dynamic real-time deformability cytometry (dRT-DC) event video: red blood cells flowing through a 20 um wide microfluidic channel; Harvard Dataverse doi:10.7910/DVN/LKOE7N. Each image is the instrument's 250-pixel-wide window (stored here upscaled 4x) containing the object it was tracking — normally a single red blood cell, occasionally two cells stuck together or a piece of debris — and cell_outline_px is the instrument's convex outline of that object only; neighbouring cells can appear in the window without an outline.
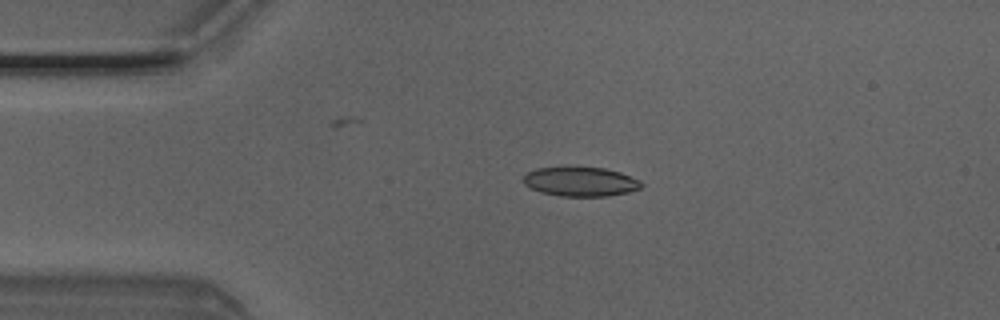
{"species": "Egyptian fruit bat (a non-hibernating species)", "species_latin": "Rousettus aegyptiacus", "temperature_condition": "room temperature", "stored_images_in_passage": 3, "camera_frame_rate_fps": 3000, "um_per_image_px": 0.085, "animal": {"sex": "male"}, "frame": {"image": 1, "passage_image": 2, "time_ms": 0.333, "image_size_px": [1000, 320], "cell_outline_px": [[644, 184], [640, 188], [628, 192], [604, 196], [560, 196], [540, 192], [524, 184], [524, 176], [528, 172], [536, 168], [568, 164], [604, 168], [620, 172], [640, 180]], "centroid_in_image_um": [49.32, 15.39], "position_along_channel_um": 35.7, "area_um2": 20.81}}